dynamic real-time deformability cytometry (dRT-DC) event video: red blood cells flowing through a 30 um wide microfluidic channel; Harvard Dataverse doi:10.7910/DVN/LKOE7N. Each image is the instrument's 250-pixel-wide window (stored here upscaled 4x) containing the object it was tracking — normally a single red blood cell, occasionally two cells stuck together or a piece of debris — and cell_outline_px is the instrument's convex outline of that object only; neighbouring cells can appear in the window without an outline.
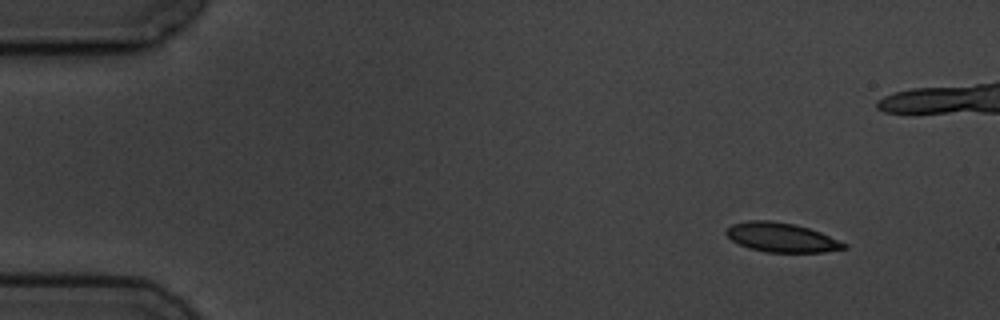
{"species": "common noctule bat (a hibernating species)", "species_latin": "Nyctalus noctula", "temperature_condition": "cold", "stored_images_in_passage": 5, "camera_frame_rate_fps": 3000, "um_per_image_px": 0.085, "animal": {"sex": "male", "body_mass_g": 19.5, "forearm_length_mm": 54.6}, "frame": {"image": 1, "passage_image": 1, "time_ms": 0.0, "image_size_px": [1000, 320], "cell_outline_px": [[848, 248], [824, 252], [764, 252], [748, 248], [732, 240], [724, 232], [724, 228], [732, 224], [748, 220], [768, 220], [796, 224], [820, 232], [848, 244]], "centroid_in_image_um": [66.41, 20.18], "position_along_channel_um": 18.6, "area_um2": 20.23}}